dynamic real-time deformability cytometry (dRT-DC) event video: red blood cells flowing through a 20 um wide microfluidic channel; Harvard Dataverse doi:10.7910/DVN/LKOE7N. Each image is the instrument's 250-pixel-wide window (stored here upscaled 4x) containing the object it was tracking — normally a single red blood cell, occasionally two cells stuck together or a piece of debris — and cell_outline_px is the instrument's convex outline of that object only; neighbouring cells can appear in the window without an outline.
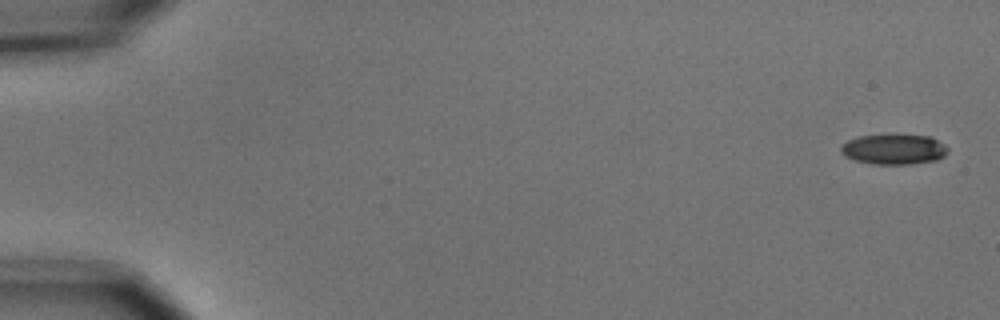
{"species": "common noctule bat (a hibernating species)", "species_latin": "Nyctalus noctula", "temperature_condition": "cold", "stored_images_in_passage": 5, "camera_frame_rate_fps": 3000, "um_per_image_px": 0.085, "animal": {"sex": "male", "body_mass_g": 15.6}, "frame": {"image": 1, "passage_image": 1, "time_ms": 0.0, "image_size_px": [1000, 320], "cell_outline_px": [[948, 152], [944, 156], [936, 160], [908, 164], [872, 164], [856, 160], [844, 156], [840, 152], [840, 148], [848, 140], [860, 136], [896, 132], [932, 136], [944, 144], [948, 148]], "centroid_in_image_um": [76.0, 12.64], "position_along_channel_um": 9.0, "area_um2": 19.54}}
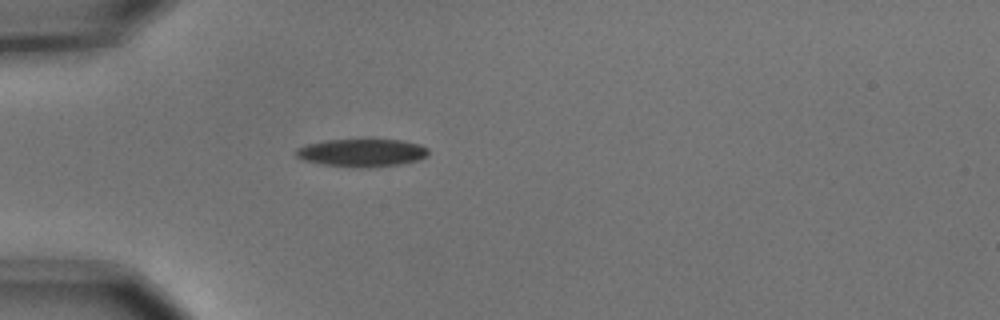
{"frame": {"image": 2, "passage_image": 5, "time_ms": 1.333, "image_size_px": [1000, 320], "cell_outline_px": [[428, 156], [416, 160], [400, 164], [372, 168], [360, 168], [320, 164], [304, 160], [296, 156], [296, 148], [308, 144], [324, 140], [400, 140], [420, 144], [428, 148]], "centroid_in_image_um": [30.76, 12.99], "position_along_channel_um": 54.2, "area_um2": 21.5}}